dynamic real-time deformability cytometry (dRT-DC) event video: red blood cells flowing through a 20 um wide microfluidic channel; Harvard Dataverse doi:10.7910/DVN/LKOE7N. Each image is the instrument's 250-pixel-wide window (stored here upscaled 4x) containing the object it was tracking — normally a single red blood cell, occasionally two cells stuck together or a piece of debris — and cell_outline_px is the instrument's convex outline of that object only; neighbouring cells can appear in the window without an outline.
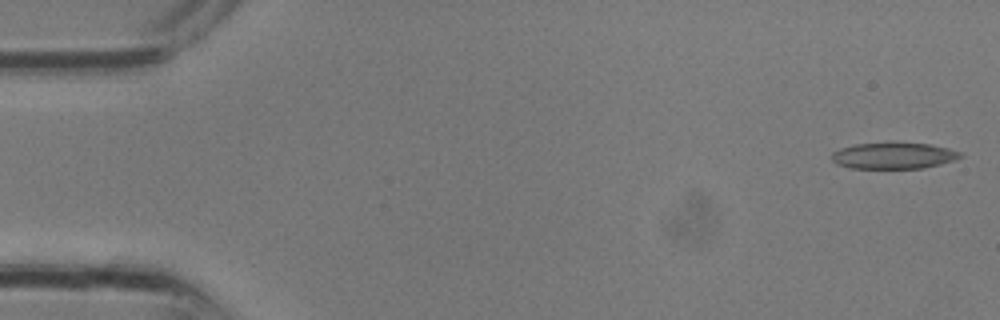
{"species": "common noctule bat (a hibernating species)", "species_latin": "Nyctalus noctula", "temperature_condition": "room temperature", "stored_images_in_passage": 5, "camera_frame_rate_fps": 3000, "um_per_image_px": 0.085, "animal": {"sex": "male", "body_mass_g": 13.3}, "frame": {"image": 1, "passage_image": 1, "time_ms": 0.0, "image_size_px": [1000, 320], "cell_outline_px": [[964, 156], [956, 160], [924, 168], [852, 168], [836, 164], [832, 160], [832, 152], [840, 148], [856, 144], [928, 144], [948, 148], [960, 152]], "centroid_in_image_um": [75.97, 13.25], "position_along_channel_um": 9.0, "area_um2": 19.31}}